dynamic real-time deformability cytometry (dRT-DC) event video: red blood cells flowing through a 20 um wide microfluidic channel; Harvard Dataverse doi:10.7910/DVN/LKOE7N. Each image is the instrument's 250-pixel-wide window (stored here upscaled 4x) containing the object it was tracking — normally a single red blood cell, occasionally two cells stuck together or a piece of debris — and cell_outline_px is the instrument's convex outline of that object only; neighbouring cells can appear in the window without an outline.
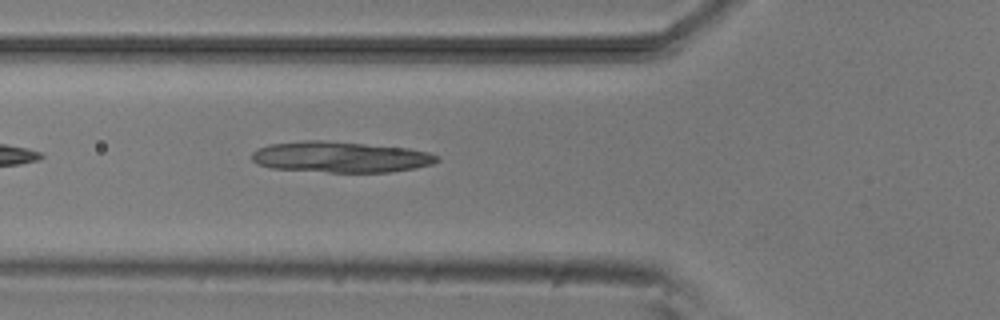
{"species": "common noctule bat (a hibernating species)", "species_latin": "Nyctalus noctula", "temperature_condition": "room temperature", "stored_images_in_passage": 5, "camera_frame_rate_fps": 3000, "um_per_image_px": 0.085, "animal": {"sex": "male", "body_mass_g": 20.5, "forearm_length_mm": 52.5}, "frame": {"image": 1, "passage_image": 5, "time_ms": 5.333, "image_size_px": [1000, 320], "cell_outline_px": [[440, 160], [432, 164], [416, 168], [388, 172], [328, 172], [272, 168], [256, 164], [252, 160], [252, 152], [256, 148], [272, 144], [304, 140], [320, 140], [408, 148], [428, 152], [440, 156]], "centroid_in_image_um": [28.94, 13.35], "position_along_channel_um": 96.9, "area_um2": 33.35}}